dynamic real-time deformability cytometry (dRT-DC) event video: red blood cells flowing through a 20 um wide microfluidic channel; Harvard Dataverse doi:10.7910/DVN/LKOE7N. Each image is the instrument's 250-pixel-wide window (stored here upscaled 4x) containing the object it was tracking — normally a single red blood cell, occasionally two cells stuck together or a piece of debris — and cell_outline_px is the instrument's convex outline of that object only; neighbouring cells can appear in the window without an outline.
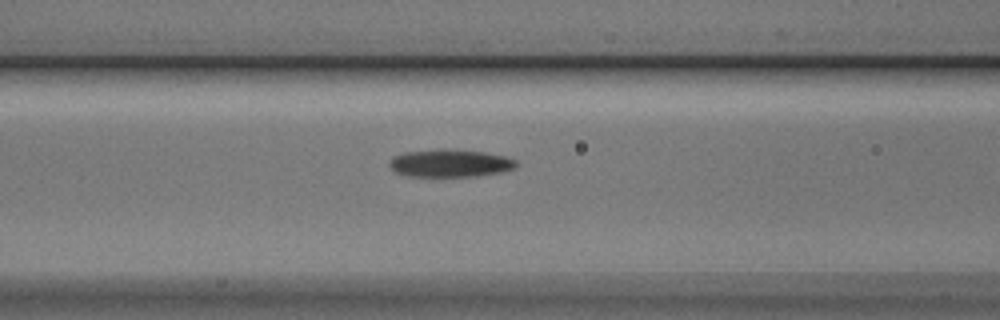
{"species": "Egyptian fruit bat (a non-hibernating species)", "species_latin": "Rousettus aegyptiacus", "temperature_condition": "cold", "stored_images_in_passage": 17, "camera_frame_rate_fps": 3000, "um_per_image_px": 0.085, "animal": {"sex": "male"}, "frame": {"image": 1, "passage_image": 15, "time_ms": 4.667, "image_size_px": [1000, 320], "cell_outline_px": [[516, 164], [512, 168], [500, 172], [476, 176], [408, 176], [396, 172], [388, 164], [396, 156], [404, 152], [484, 152], [504, 156], [516, 160]], "centroid_in_image_um": [38.27, 13.93], "position_along_channel_um": 128.3, "area_um2": 19.02}}